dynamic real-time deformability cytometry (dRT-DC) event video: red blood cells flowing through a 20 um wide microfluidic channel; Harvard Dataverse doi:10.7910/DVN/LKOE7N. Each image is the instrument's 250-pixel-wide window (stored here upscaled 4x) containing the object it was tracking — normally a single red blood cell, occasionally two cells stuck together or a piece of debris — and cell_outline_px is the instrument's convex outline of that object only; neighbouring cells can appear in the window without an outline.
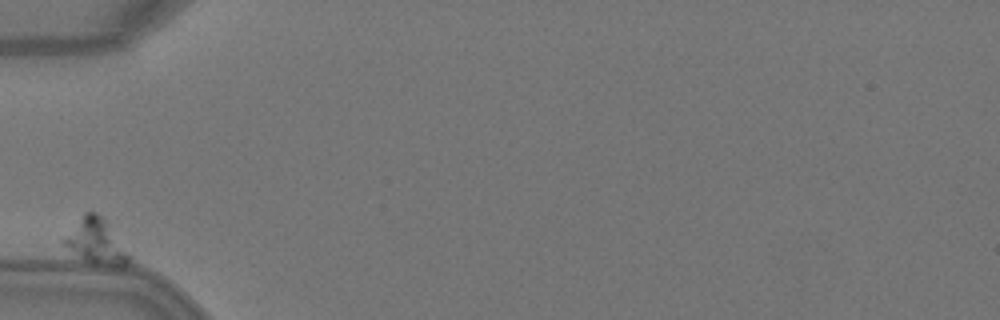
{"species": "Egyptian fruit bat (a non-hibernating species)", "species_latin": "Rousettus aegyptiacus", "temperature_condition": "warm", "stored_images_in_passage": 2, "camera_frame_rate_fps": 3000, "um_per_image_px": 0.085, "animal": {"sex": "female"}, "frame": {"image": 1, "passage_image": 1, "time_ms": 0.0, "image_size_px": [1000, 320], "cell_outline_px": [[132, 264], [124, 268], [116, 268], [92, 264], [84, 260], [64, 244], [64, 240], [84, 212], [96, 212], [104, 216], [108, 220], [132, 256]], "centroid_in_image_um": [8.33, 20.58], "position_along_channel_um": 76.7, "area_um2": 17.57}}